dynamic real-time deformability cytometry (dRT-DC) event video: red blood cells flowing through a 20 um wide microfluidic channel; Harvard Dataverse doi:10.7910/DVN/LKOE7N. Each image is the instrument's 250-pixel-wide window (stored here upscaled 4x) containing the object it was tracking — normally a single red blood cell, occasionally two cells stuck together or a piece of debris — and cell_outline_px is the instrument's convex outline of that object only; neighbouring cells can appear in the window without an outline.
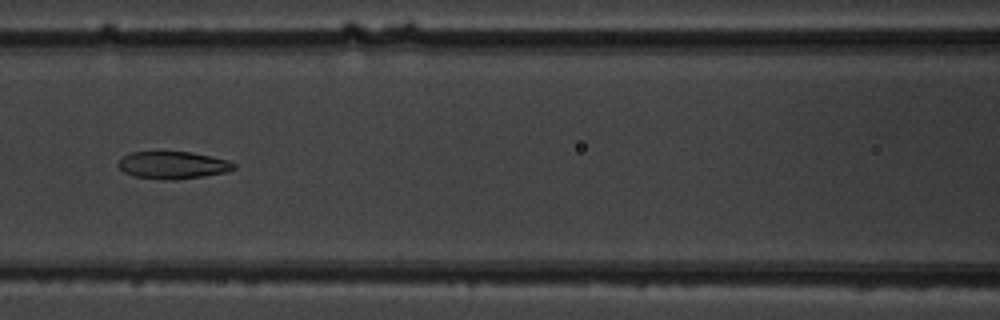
{"species": "common noctule bat (a hibernating species)", "species_latin": "Nyctalus noctula", "temperature_condition": "warm", "stored_images_in_passage": 11, "camera_frame_rate_fps": 3000, "um_per_image_px": 0.085, "animal": {"sex": "male", "body_mass_g": 19.5, "forearm_length_mm": 54.6}, "frame": {"image": 1, "passage_image": 8, "time_ms": 8.333, "image_size_px": [1000, 320], "cell_outline_px": [[236, 168], [224, 172], [204, 176], [176, 180], [160, 180], [132, 176], [124, 172], [116, 164], [124, 156], [132, 152], [192, 152], [228, 160], [236, 164]], "centroid_in_image_um": [14.68, 14.05], "position_along_channel_um": 151.9, "area_um2": 18.5}}
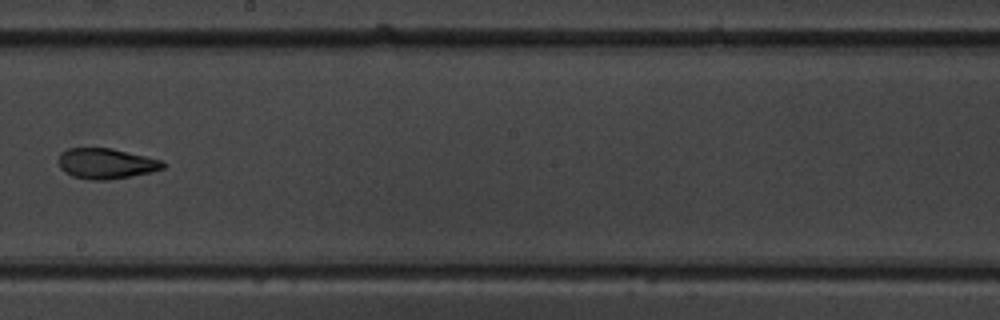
{"frame": {"image": 2, "passage_image": 10, "time_ms": 10.667, "image_size_px": [1000, 320], "cell_outline_px": [[164, 168], [152, 172], [108, 180], [92, 180], [72, 176], [64, 172], [60, 168], [56, 160], [60, 152], [68, 148], [112, 148], [164, 160]], "centroid_in_image_um": [8.99, 13.89], "position_along_channel_um": 239.2, "area_um2": 18.84}}
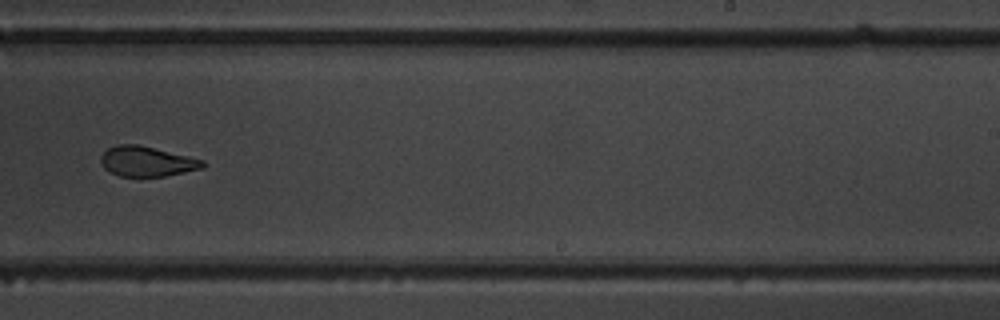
{"frame": {"image": 3, "passage_image": 11, "time_ms": 11.667, "image_size_px": [1000, 320], "cell_outline_px": [[208, 164], [204, 168], [164, 176], [120, 176], [104, 168], [100, 160], [100, 156], [108, 148], [116, 144], [136, 144], [188, 156], [204, 160]], "centroid_in_image_um": [12.5, 13.72], "position_along_channel_um": 276.5, "area_um2": 17.74}}